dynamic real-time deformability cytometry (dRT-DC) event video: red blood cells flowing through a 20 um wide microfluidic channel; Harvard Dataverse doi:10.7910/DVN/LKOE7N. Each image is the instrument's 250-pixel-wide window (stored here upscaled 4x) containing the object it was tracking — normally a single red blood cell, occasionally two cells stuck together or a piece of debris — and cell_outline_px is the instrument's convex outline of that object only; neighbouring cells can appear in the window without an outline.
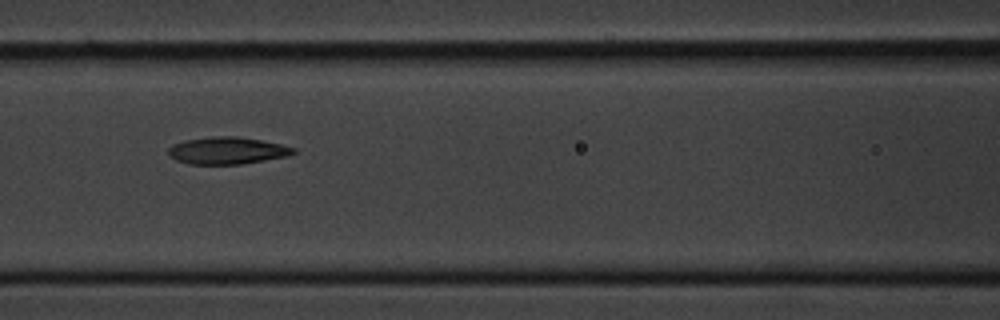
{"species": "common noctule bat (a hibernating species)", "species_latin": "Nyctalus noctula", "temperature_condition": "cold", "stored_images_in_passage": 7, "camera_frame_rate_fps": 3000, "um_per_image_px": 0.085, "animal": {"sex": "male", "body_mass_g": 20.1, "forearm_length_mm": 53.5}, "frame": {"image": 1, "passage_image": 3, "time_ms": 2.333, "image_size_px": [1000, 320], "cell_outline_px": [[296, 152], [288, 156], [240, 164], [188, 164], [176, 160], [168, 156], [168, 148], [172, 144], [184, 140], [212, 136], [236, 136], [260, 140], [280, 144], [296, 148]], "centroid_in_image_um": [19.27, 12.8], "position_along_channel_um": 147.3, "area_um2": 19.83}}
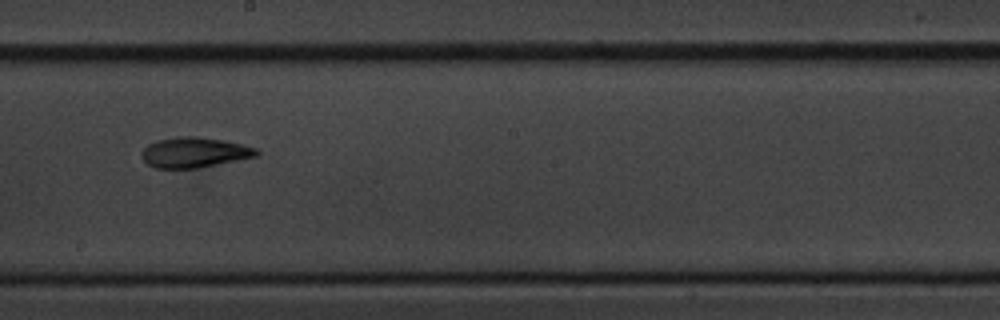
{"frame": {"image": 2, "passage_image": 5, "time_ms": 4.667, "image_size_px": [1000, 320], "cell_outline_px": [[260, 152], [256, 156], [196, 168], [156, 168], [148, 164], [144, 160], [144, 148], [148, 144], [156, 140], [176, 136], [196, 136], [224, 140], [256, 148]], "centroid_in_image_um": [16.52, 12.94], "position_along_channel_um": 231.7, "area_um2": 19.94}}
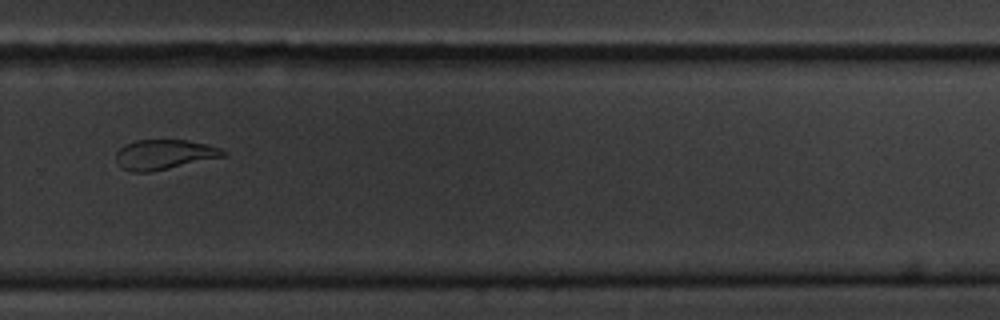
{"frame": {"image": 3, "passage_image": 7, "time_ms": 7.0, "image_size_px": [1000, 320], "cell_outline_px": [[228, 156], [152, 172], [132, 172], [124, 168], [116, 160], [116, 152], [120, 148], [136, 140], [188, 140], [208, 144], [220, 148], [228, 152]], "centroid_in_image_um": [14.04, 13.14], "position_along_channel_um": 315.8, "area_um2": 18.79}}